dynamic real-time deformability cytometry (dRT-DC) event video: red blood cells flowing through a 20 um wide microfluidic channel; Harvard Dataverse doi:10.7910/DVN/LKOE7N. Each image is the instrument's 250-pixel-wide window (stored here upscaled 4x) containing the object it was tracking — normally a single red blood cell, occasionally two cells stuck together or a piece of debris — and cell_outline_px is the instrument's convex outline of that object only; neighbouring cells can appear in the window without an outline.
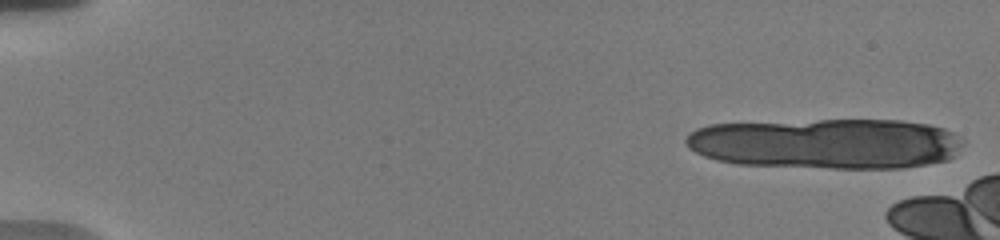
{"species": "human", "species_latin": "Homo sapiens", "temperature_condition": "warm", "stored_images_in_passage": 2, "camera_frame_rate_fps": 3000, "um_per_image_px": 0.085, "donor": {"sex": "male"}, "frame": {"image": 1, "passage_image": 1, "time_ms": 0.0, "image_size_px": [1000, 240], "cell_outline_px": [[940, 152], [936, 156], [928, 160], [908, 164], [820, 164], [712, 128], [732, 124], [844, 120], [868, 120], [912, 124], [932, 128], [940, 148]], "centroid_in_image_um": [71.73, 11.96], "position_along_channel_um": 13.3, "area_um2": 52.48}}